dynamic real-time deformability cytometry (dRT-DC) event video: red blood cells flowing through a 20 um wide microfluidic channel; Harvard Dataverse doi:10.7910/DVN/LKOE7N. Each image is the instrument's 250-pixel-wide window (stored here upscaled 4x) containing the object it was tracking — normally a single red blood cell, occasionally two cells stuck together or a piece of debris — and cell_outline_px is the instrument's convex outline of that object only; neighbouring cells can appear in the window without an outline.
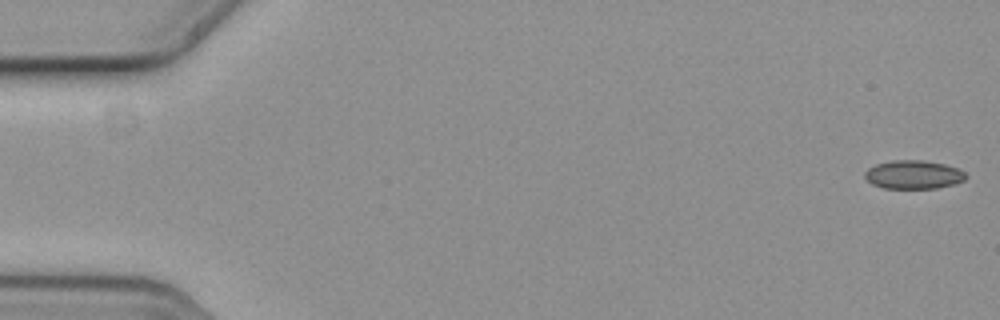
{"species": "common noctule bat (a hibernating species)", "species_latin": "Nyctalus noctula", "temperature_condition": "cold", "stored_images_in_passage": 20, "camera_frame_rate_fps": 3000, "um_per_image_px": 0.085, "animal": {"sex": "female", "body_mass_g": 19.3, "forearm_length_mm": 54.1}, "frame": {"image": 1, "passage_image": 1, "time_ms": 0.0, "image_size_px": [1000, 320], "cell_outline_px": [[968, 176], [964, 180], [952, 184], [936, 188], [884, 188], [872, 184], [864, 176], [864, 172], [868, 168], [876, 164], [892, 160], [924, 160], [944, 164], [956, 168], [964, 172]], "centroid_in_image_um": [77.62, 14.83], "position_along_channel_um": 7.4, "area_um2": 16.7}}
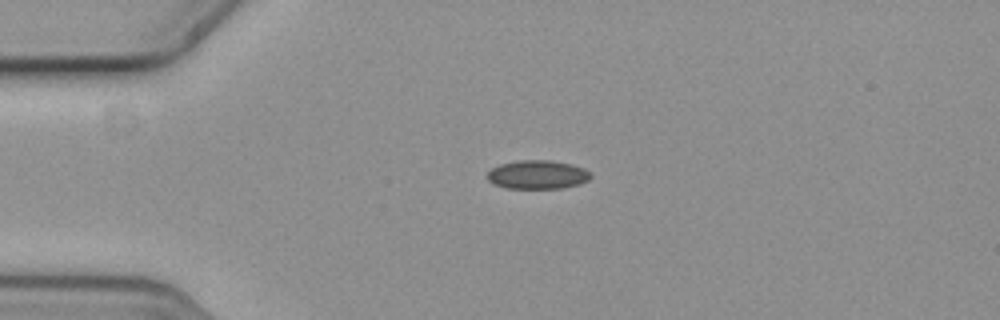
{"frame": {"image": 2, "passage_image": 14, "time_ms": 4.333, "image_size_px": [1000, 320], "cell_outline_px": [[592, 176], [588, 180], [576, 184], [560, 188], [504, 188], [492, 184], [488, 180], [488, 172], [492, 168], [500, 164], [520, 160], [552, 160], [572, 164], [584, 168]], "centroid_in_image_um": [45.66, 14.84], "position_along_channel_um": 39.3, "area_um2": 17.22}}